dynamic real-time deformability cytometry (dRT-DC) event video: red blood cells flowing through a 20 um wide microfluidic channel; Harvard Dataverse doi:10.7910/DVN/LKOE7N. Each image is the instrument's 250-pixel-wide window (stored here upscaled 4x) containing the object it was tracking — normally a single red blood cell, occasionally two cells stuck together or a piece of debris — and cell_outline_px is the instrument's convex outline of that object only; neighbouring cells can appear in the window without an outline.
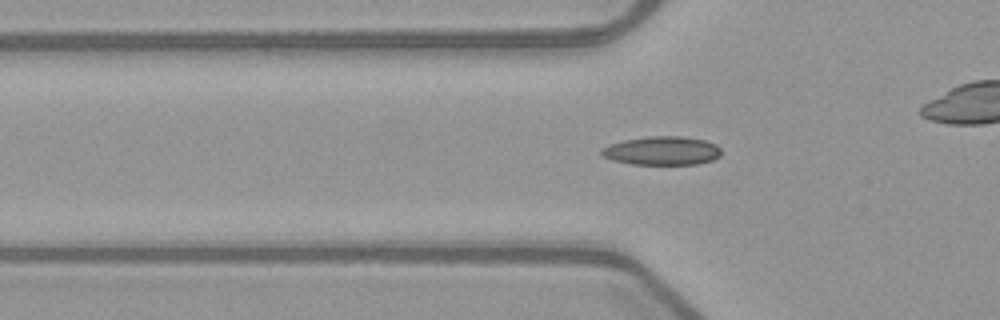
{"species": "common noctule bat (a hibernating species)", "species_latin": "Nyctalus noctula", "temperature_condition": "warm", "stored_images_in_passage": 45, "camera_frame_rate_fps": 3000, "um_per_image_px": 0.085, "animal": {"sex": "female", "body_mass_g": 21.9}, "frame": {"image": 1, "passage_image": 18, "time_ms": 5.667, "image_size_px": [1000, 320], "cell_outline_px": [[720, 156], [712, 160], [696, 164], [632, 164], [612, 160], [604, 156], [600, 152], [600, 148], [608, 144], [624, 140], [648, 136], [680, 136], [704, 140], [716, 144], [720, 148]], "centroid_in_image_um": [56.25, 12.81], "position_along_channel_um": 69.6, "area_um2": 20.0}}
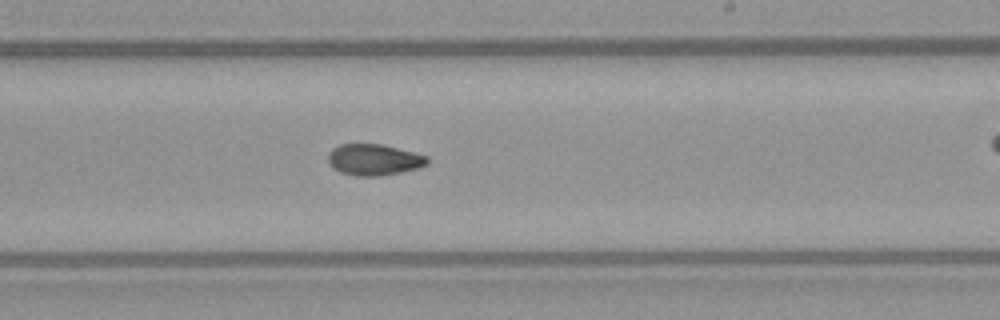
{"frame": {"image": 2, "passage_image": 32, "time_ms": 10.333, "image_size_px": [1000, 320], "cell_outline_px": [[428, 164], [420, 168], [380, 176], [356, 176], [340, 172], [332, 168], [328, 160], [328, 152], [332, 148], [340, 144], [380, 144], [428, 156]], "centroid_in_image_um": [31.76, 13.58], "position_along_channel_um": 257.2, "area_um2": 18.09}}
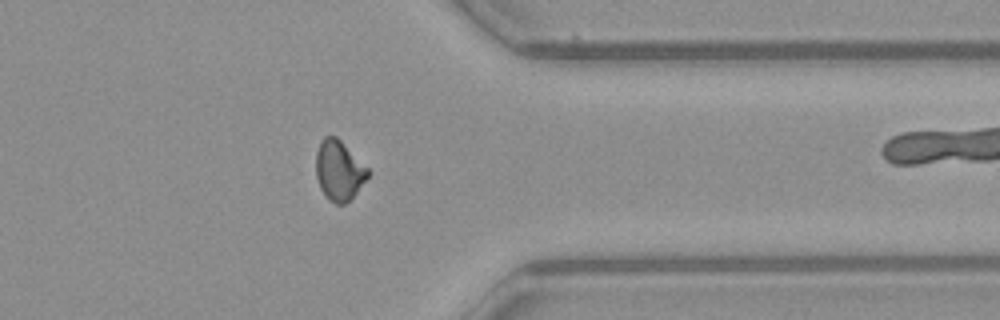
{"frame": {"image": 3, "passage_image": 42, "time_ms": 13.667, "image_size_px": [1000, 320], "cell_outline_px": [[372, 172], [356, 192], [344, 204], [336, 204], [328, 200], [324, 196], [320, 188], [316, 176], [316, 152], [320, 140], [324, 136], [336, 136]], "centroid_in_image_um": [28.79, 14.49], "position_along_channel_um": 382.6, "area_um2": 18.15}, "authors_computed_cell_mechanics": {"area_um2": 18.1492, "velocity_mm_per_s": 4.0041, "shape_relaxation_time_tau1_ms": null, "shape_relaxation_time_tau2_ms": 3.3336, "deformation_change_tau1": null, "deformation_change_tau2": 0.0736}}